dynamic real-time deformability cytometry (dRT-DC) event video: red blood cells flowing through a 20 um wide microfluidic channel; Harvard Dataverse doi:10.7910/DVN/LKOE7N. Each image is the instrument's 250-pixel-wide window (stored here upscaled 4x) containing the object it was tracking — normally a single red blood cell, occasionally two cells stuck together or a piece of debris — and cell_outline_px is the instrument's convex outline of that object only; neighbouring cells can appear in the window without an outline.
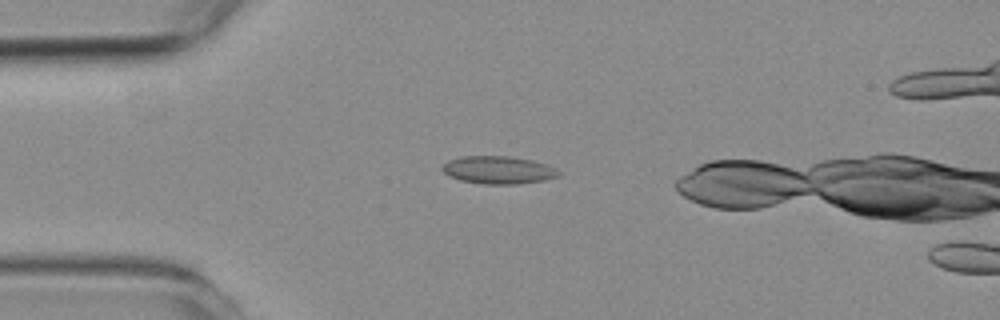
{"species": "common noctule bat (a hibernating species)", "species_latin": "Nyctalus noctula", "temperature_condition": "room temperature", "stored_images_in_passage": 4, "camera_frame_rate_fps": 3000, "um_per_image_px": 0.085, "animal": {"sex": "female", "body_mass_g": 19.3, "forearm_length_mm": 54.1}, "frame": {"image": 1, "passage_image": 3, "time_ms": 2.333, "image_size_px": [1000, 320], "cell_outline_px": [[560, 176], [544, 180], [516, 184], [484, 184], [460, 180], [448, 176], [440, 168], [448, 160], [460, 156], [508, 156], [532, 160], [548, 164], [556, 168], [560, 172]], "centroid_in_image_um": [42.36, 14.44], "position_along_channel_um": 42.6, "area_um2": 18.96}}